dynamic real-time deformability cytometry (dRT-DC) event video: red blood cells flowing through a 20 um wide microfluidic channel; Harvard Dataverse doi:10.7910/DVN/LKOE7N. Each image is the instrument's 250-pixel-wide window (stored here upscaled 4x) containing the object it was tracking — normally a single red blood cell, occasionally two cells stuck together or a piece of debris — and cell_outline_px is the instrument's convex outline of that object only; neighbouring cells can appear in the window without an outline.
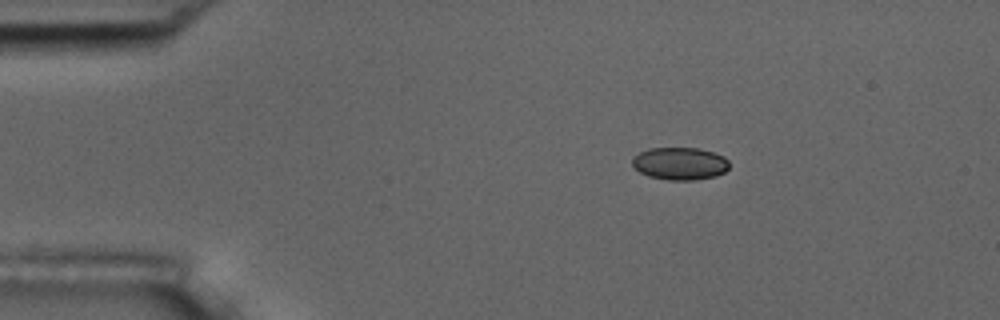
{"species": "common noctule bat (a hibernating species)", "species_latin": "Nyctalus noctula", "temperature_condition": "room temperature", "stored_images_in_passage": 6, "camera_frame_rate_fps": 3000, "um_per_image_px": 0.085, "animal": {"sex": "male", "body_mass_g": 17.5, "forearm_length_mm": 52.3}, "frame": {"image": 1, "passage_image": 6, "time_ms": 6.667, "image_size_px": [1000, 320], "cell_outline_px": [[728, 168], [724, 172], [716, 176], [696, 180], [668, 180], [648, 176], [640, 172], [632, 164], [632, 156], [648, 148], [700, 148], [724, 156], [728, 160]], "centroid_in_image_um": [57.78, 13.9], "position_along_channel_um": 27.2, "area_um2": 18.5}}